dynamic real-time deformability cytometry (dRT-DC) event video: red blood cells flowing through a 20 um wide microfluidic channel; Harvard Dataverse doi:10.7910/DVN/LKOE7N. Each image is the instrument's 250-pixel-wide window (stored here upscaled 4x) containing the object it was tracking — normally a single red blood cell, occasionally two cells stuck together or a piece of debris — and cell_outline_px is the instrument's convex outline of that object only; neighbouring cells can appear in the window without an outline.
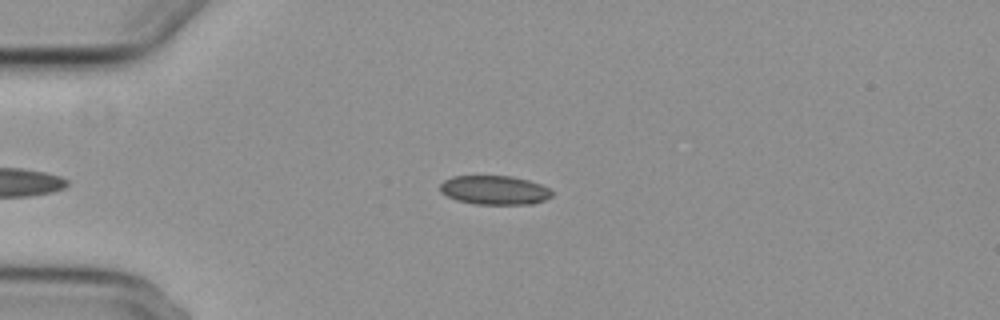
{"species": "common noctule bat (a hibernating species)", "species_latin": "Nyctalus noctula", "temperature_condition": "cold", "stored_images_in_passage": 2, "camera_frame_rate_fps": 3000, "um_per_image_px": 0.085, "animal": {"sex": "female", "body_mass_g": 29.2, "forearm_length_mm": 56.3}, "frame": {"image": 1, "passage_image": 2, "time_ms": 1.0, "image_size_px": [1000, 320], "cell_outline_px": [[552, 196], [544, 200], [532, 204], [476, 204], [456, 200], [440, 192], [440, 184], [444, 180], [452, 176], [512, 176], [528, 180], [540, 184], [548, 188], [552, 192]], "centroid_in_image_um": [42.02, 16.16], "position_along_channel_um": 43.0, "area_um2": 18.9}}